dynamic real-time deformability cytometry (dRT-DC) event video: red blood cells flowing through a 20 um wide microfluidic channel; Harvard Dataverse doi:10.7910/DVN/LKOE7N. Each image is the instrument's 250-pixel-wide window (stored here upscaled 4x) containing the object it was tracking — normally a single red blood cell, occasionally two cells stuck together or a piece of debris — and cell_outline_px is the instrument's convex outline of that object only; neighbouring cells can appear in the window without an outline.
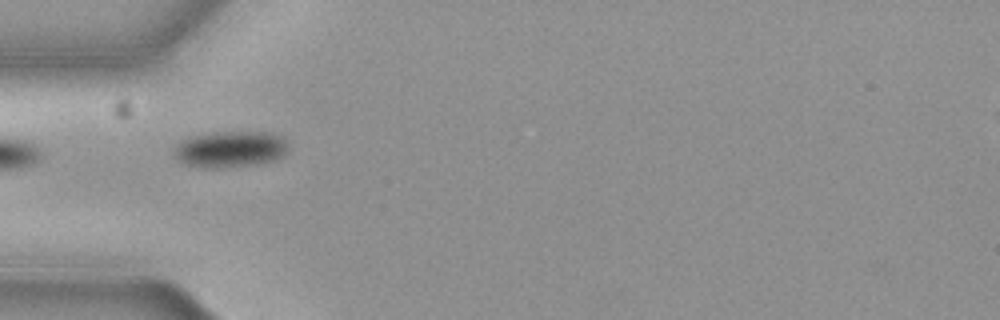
{"species": "common noctule bat (a hibernating species)", "species_latin": "Nyctalus noctula", "temperature_condition": "cold", "stored_images_in_passage": 9, "camera_frame_rate_fps": 3000, "um_per_image_px": 0.085, "animal": {"sex": "female", "body_mass_g": 19.3, "forearm_length_mm": 54.1}, "frame": {"image": 1, "passage_image": 1, "time_ms": 0.0, "image_size_px": [1000, 320], "cell_outline_px": [[288, 152], [284, 156], [272, 160], [256, 164], [216, 168], [204, 168], [184, 164], [172, 156], [172, 152], [176, 144], [180, 140], [188, 136], [212, 132], [272, 132], [284, 136], [288, 140]], "centroid_in_image_um": [19.56, 12.66], "position_along_channel_um": 65.4, "area_um2": 24.85}}
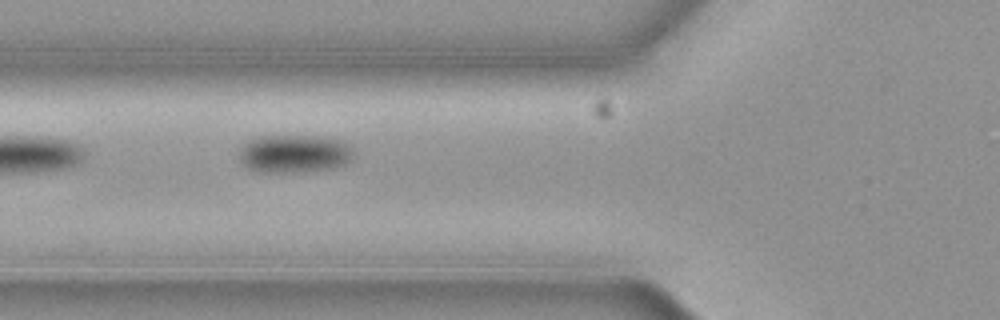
{"frame": {"image": 2, "passage_image": 4, "time_ms": 1.0, "image_size_px": [1000, 320], "cell_outline_px": [[356, 152], [344, 164], [336, 168], [292, 172], [260, 172], [248, 168], [240, 160], [240, 148], [248, 140], [264, 136], [320, 136], [340, 140], [348, 144]], "centroid_in_image_um": [25.03, 13.06], "position_along_channel_um": 100.8, "area_um2": 25.32}}